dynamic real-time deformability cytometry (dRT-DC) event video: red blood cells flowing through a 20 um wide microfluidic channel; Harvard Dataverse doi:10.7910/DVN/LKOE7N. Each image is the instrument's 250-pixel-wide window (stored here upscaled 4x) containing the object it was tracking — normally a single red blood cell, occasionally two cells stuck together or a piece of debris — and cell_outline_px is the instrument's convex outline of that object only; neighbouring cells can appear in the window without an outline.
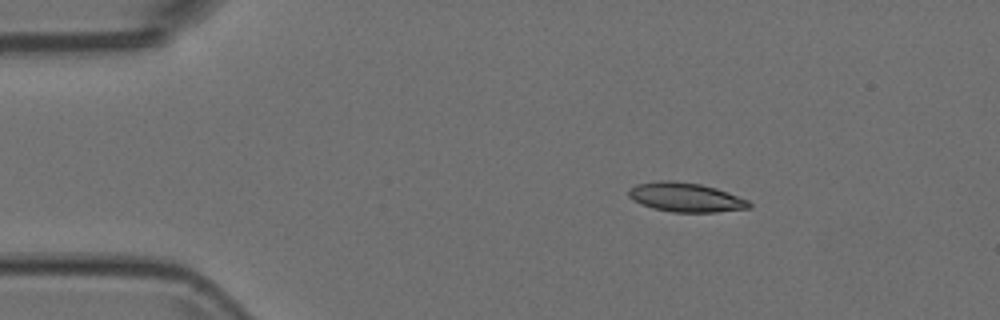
{"species": "Egyptian fruit bat (a non-hibernating species)", "species_latin": "Rousettus aegyptiacus", "temperature_condition": "room temperature", "stored_images_in_passage": 18, "camera_frame_rate_fps": 3000, "um_per_image_px": 0.085, "animal": {"sex": "female"}, "frame": {"image": 1, "passage_image": 1, "time_ms": 0.0, "image_size_px": [1000, 320], "cell_outline_px": [[752, 208], [716, 212], [672, 212], [652, 208], [640, 204], [632, 200], [628, 196], [628, 192], [636, 184], [660, 180], [672, 180], [700, 184], [716, 188], [728, 192], [748, 200], [752, 204]], "centroid_in_image_um": [58.29, 16.77], "position_along_channel_um": 26.7, "area_um2": 20.63}}
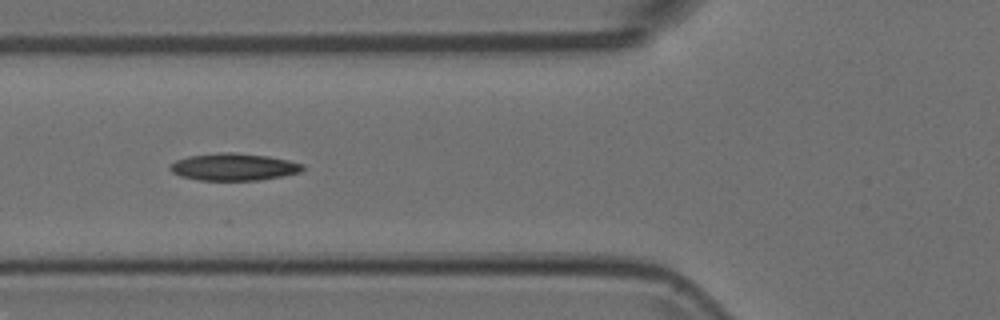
{"frame": {"image": 2, "passage_image": 12, "time_ms": 3.667, "image_size_px": [1000, 320], "cell_outline_px": [[304, 168], [300, 172], [260, 180], [200, 180], [180, 176], [172, 172], [168, 168], [176, 160], [188, 156], [220, 152], [232, 152], [268, 156], [288, 160], [304, 164]], "centroid_in_image_um": [19.85, 14.18], "position_along_channel_um": 105.9, "area_um2": 20.92}}
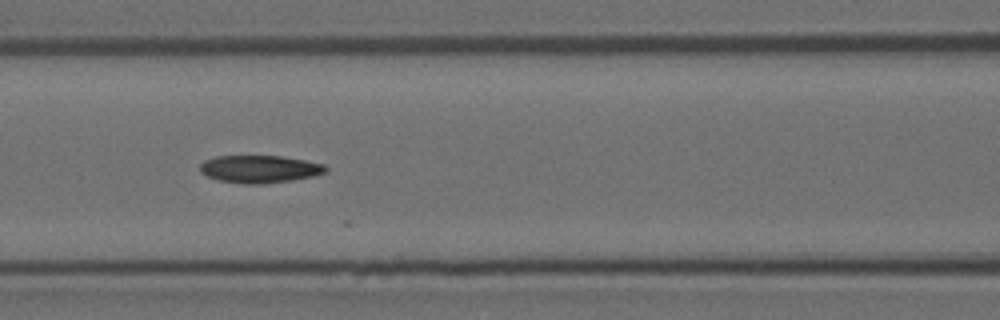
{"frame": {"image": 3, "passage_image": 15, "time_ms": 4.667, "image_size_px": [1000, 320], "cell_outline_px": [[328, 172], [312, 176], [292, 180], [264, 184], [244, 184], [216, 180], [200, 172], [200, 164], [204, 160], [216, 156], [280, 156], [304, 160], [324, 164], [328, 168]], "centroid_in_image_um": [22.06, 14.37], "position_along_channel_um": 144.5, "area_um2": 20.29}}